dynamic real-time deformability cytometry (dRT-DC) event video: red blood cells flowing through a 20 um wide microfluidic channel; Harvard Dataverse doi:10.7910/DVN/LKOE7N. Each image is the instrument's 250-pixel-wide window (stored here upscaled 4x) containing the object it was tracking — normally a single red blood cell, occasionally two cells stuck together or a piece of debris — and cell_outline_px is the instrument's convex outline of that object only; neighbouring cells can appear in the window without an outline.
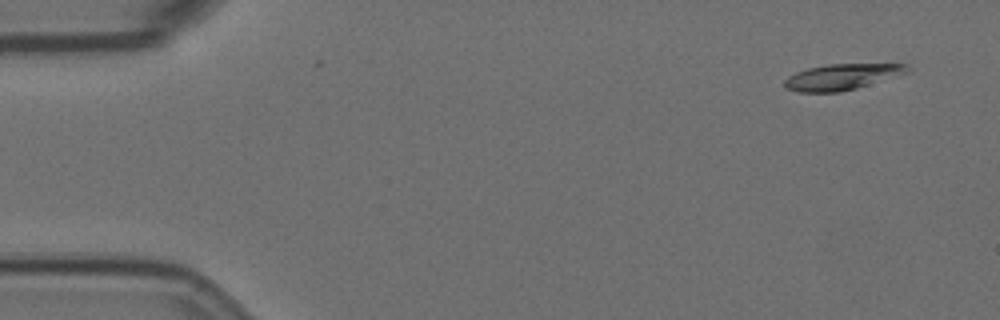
{"species": "Egyptian fruit bat (a non-hibernating species)", "species_latin": "Rousettus aegyptiacus", "temperature_condition": "room temperature", "stored_images_in_passage": 4, "camera_frame_rate_fps": 3000, "um_per_image_px": 0.085, "animal": {"sex": "female"}, "frame": {"image": 1, "passage_image": 1, "time_ms": 0.0, "image_size_px": [1000, 320], "cell_outline_px": [[908, 72], [856, 88], [840, 92], [800, 92], [784, 88], [784, 80], [788, 76], [796, 72], [808, 68], [828, 64], [908, 64]], "centroid_in_image_um": [71.5, 6.53], "position_along_channel_um": 13.5, "area_um2": 18.32}}
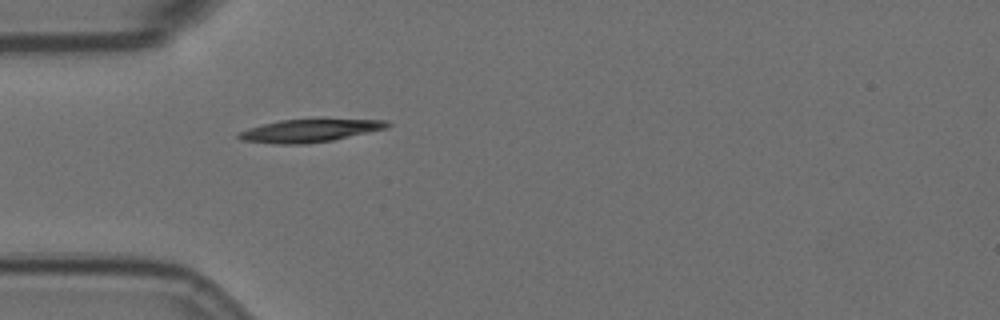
{"frame": {"image": 2, "passage_image": 4, "time_ms": 4.333, "image_size_px": [1000, 320], "cell_outline_px": [[392, 124], [384, 128], [332, 140], [304, 144], [272, 144], [244, 140], [236, 136], [240, 132], [248, 128], [280, 120], [388, 120]], "centroid_in_image_um": [26.26, 11.12], "position_along_channel_um": 58.7, "area_um2": 19.13}}